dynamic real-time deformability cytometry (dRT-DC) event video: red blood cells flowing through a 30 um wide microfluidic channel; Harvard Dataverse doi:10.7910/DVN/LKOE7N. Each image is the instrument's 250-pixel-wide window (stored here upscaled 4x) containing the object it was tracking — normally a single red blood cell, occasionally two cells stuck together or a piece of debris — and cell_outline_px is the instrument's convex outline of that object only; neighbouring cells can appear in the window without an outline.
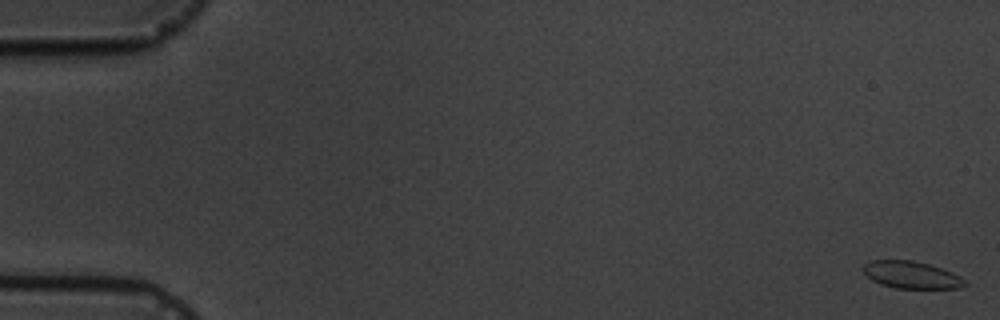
{"species": "common noctule bat (a hibernating species)", "species_latin": "Nyctalus noctula", "temperature_condition": "cold", "stored_images_in_passage": 9, "segment_of_instrument_passage": [1, 2], "camera_frame_rate_fps": 3000, "um_per_image_px": 0.085, "animal": {"sex": "male", "body_mass_g": 19.5, "forearm_length_mm": 54.6}, "frame": {"image": 1, "passage_image": 1, "time_ms": 0.0, "image_size_px": [1000, 320], "cell_outline_px": [[968, 284], [960, 288], [896, 288], [880, 284], [872, 280], [864, 272], [864, 264], [872, 260], [912, 260], [928, 264], [952, 272], [960, 276]], "centroid_in_image_um": [77.48, 23.37], "position_along_channel_um": 7.5, "area_um2": 15.95}}
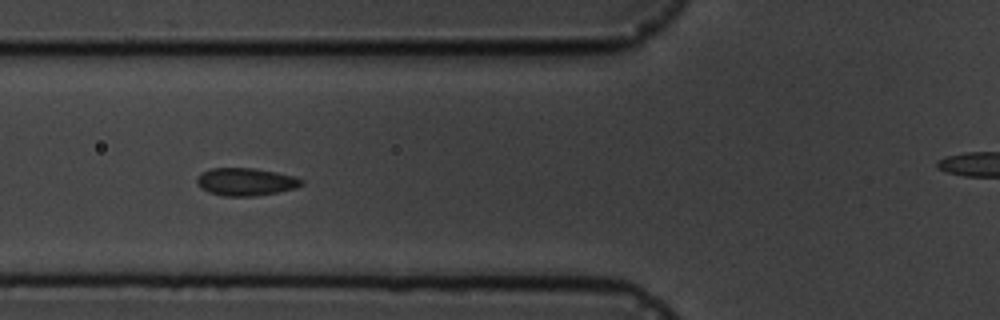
{"frame": {"image": 2, "passage_image": 7, "time_ms": 7.0, "image_size_px": [1000, 320], "cell_outline_px": [[304, 184], [296, 188], [276, 192], [252, 196], [224, 196], [208, 192], [200, 188], [196, 184], [196, 176], [200, 172], [212, 168], [256, 168], [296, 176], [304, 180]], "centroid_in_image_um": [20.86, 15.44], "position_along_channel_um": 104.9, "area_um2": 17.11}}
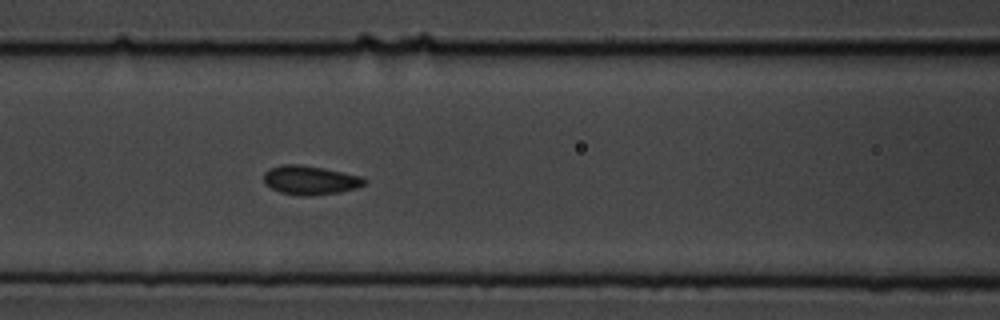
{"frame": {"image": 3, "passage_image": 8, "time_ms": 8.0, "image_size_px": [1000, 320], "cell_outline_px": [[368, 180], [364, 184], [356, 188], [340, 192], [308, 196], [304, 196], [280, 192], [264, 184], [264, 172], [268, 168], [284, 164], [300, 164], [324, 168], [360, 176]], "centroid_in_image_um": [26.34, 15.3], "position_along_channel_um": 140.3, "area_um2": 16.99}}